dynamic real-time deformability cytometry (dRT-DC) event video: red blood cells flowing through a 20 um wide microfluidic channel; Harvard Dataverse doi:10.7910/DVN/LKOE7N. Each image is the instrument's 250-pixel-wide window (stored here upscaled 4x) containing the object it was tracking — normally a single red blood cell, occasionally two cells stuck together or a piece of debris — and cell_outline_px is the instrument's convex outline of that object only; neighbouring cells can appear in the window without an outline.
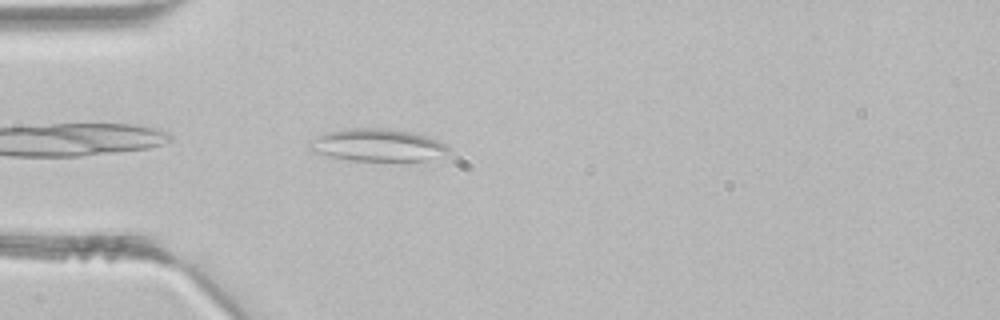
{"species": "common noctule bat (a hibernating species)", "species_latin": "Nyctalus noctula", "temperature_condition": "room temperature", "stored_images_in_passage": 32, "segment_of_instrument_passage": [1, 2], "camera_frame_rate_fps": 3000, "um_per_image_px": 0.085, "animal": {"sex": "male", "body_mass_g": 21.5, "forearm_length_mm": 52.0}, "frame": {"image": 1, "passage_image": 1, "time_ms": 0.0, "image_size_px": [1000, 320], "cell_outline_px": [[448, 152], [424, 160], [352, 160], [328, 156], [312, 152], [308, 148], [308, 144], [316, 136], [328, 132], [348, 128], [388, 128], [412, 132], [436, 140], [444, 144], [448, 148]], "centroid_in_image_um": [31.99, 12.32], "position_along_channel_um": 53.0, "area_um2": 25.78}}
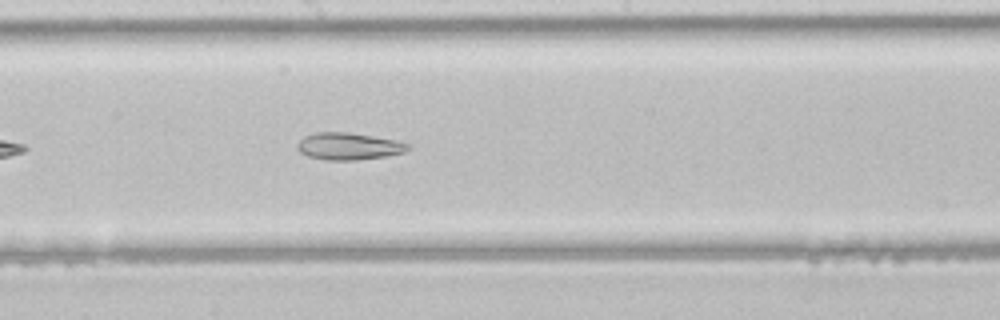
{"frame": {"image": 2, "passage_image": 12, "time_ms": 3.667, "image_size_px": [1000, 320], "cell_outline_px": [[408, 148], [404, 152], [388, 156], [356, 160], [328, 160], [308, 156], [300, 152], [296, 148], [296, 144], [304, 136], [316, 132], [344, 132], [372, 136], [396, 140], [408, 144]], "centroid_in_image_um": [29.6, 12.43], "position_along_channel_um": 218.6, "area_um2": 17.34}}
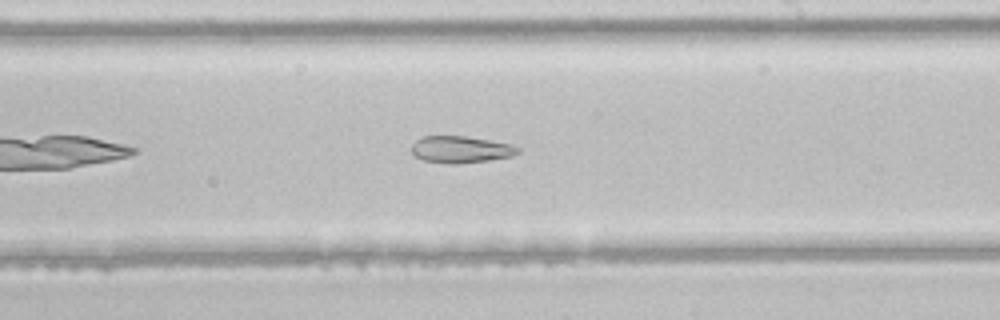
{"frame": {"image": 3, "passage_image": 14, "time_ms": 4.333, "image_size_px": [1000, 320], "cell_outline_px": [[520, 152], [512, 156], [488, 160], [456, 164], [448, 164], [424, 160], [416, 156], [412, 152], [412, 144], [420, 136], [464, 136], [512, 144], [520, 148]], "centroid_in_image_um": [39.16, 12.7], "position_along_channel_um": 249.8, "area_um2": 16.59}}